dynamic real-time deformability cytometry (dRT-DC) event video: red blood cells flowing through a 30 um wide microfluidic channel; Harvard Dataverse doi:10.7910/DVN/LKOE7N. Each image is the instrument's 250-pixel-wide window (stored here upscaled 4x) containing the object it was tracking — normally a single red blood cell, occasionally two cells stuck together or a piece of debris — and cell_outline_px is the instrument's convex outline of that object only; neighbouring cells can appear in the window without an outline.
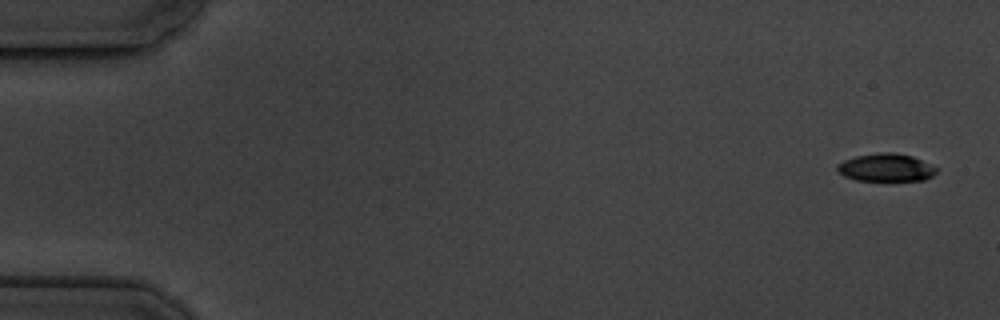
{"species": "common noctule bat (a hibernating species)", "species_latin": "Nyctalus noctula", "temperature_condition": "cold", "stored_images_in_passage": 13, "camera_frame_rate_fps": 3000, "um_per_image_px": 0.085, "animal": {"sex": "male", "body_mass_g": 19.5, "forearm_length_mm": 54.6}, "frame": {"image": 1, "passage_image": 1, "time_ms": 0.0, "image_size_px": [1000, 320], "cell_outline_px": [[936, 172], [932, 176], [924, 180], [892, 184], [856, 180], [844, 176], [836, 168], [836, 164], [844, 160], [856, 156], [880, 152], [892, 152], [912, 156], [936, 168]], "centroid_in_image_um": [75.3, 14.3], "position_along_channel_um": 9.7, "area_um2": 16.82}}
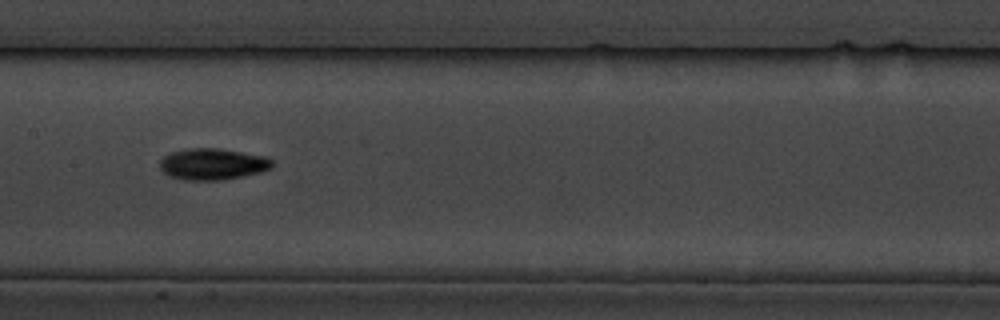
{"frame": {"image": 2, "passage_image": 8, "time_ms": 9.0, "image_size_px": [1000, 320], "cell_outline_px": [[272, 168], [260, 172], [244, 176], [220, 180], [184, 180], [168, 176], [160, 168], [160, 160], [164, 156], [172, 152], [188, 148], [220, 148], [264, 156], [272, 160]], "centroid_in_image_um": [18.06, 13.95], "position_along_channel_um": 189.3, "area_um2": 20.58}}
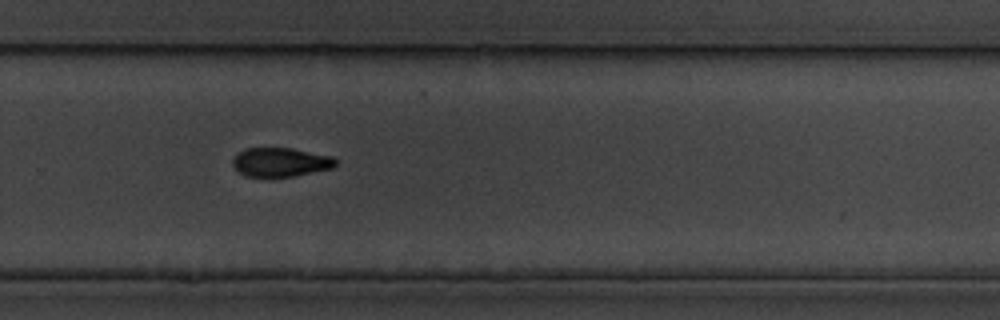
{"frame": {"image": 3, "passage_image": 11, "time_ms": 12.333, "image_size_px": [1000, 320], "cell_outline_px": [[336, 164], [332, 168], [292, 176], [244, 176], [232, 164], [232, 160], [244, 148], [292, 148], [332, 156], [336, 160]], "centroid_in_image_um": [23.85, 13.77], "position_along_channel_um": 306.0, "area_um2": 17.11}, "authors_computed_cell_mechanics": {"area_um2": 18.5538, "velocity_mm_per_s": 3.5228, "shape_relaxation_time_tau1_ms": 1.5911, "shape_relaxation_time_tau2_ms": 5.3287, "deformation_change_tau1": 0.0831, "deformation_change_tau2": 0.1125}}